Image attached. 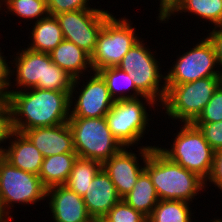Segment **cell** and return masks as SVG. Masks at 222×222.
<instances>
[{
    "label": "cell",
    "instance_id": "20",
    "mask_svg": "<svg viewBox=\"0 0 222 222\" xmlns=\"http://www.w3.org/2000/svg\"><path fill=\"white\" fill-rule=\"evenodd\" d=\"M49 55L52 62L73 79L93 72L90 55L73 42L63 40Z\"/></svg>",
    "mask_w": 222,
    "mask_h": 222
},
{
    "label": "cell",
    "instance_id": "13",
    "mask_svg": "<svg viewBox=\"0 0 222 222\" xmlns=\"http://www.w3.org/2000/svg\"><path fill=\"white\" fill-rule=\"evenodd\" d=\"M154 147L156 145L139 146L136 151L138 155L130 147H123L102 163V169L110 177L121 199L133 189L138 177L145 170V163Z\"/></svg>",
    "mask_w": 222,
    "mask_h": 222
},
{
    "label": "cell",
    "instance_id": "35",
    "mask_svg": "<svg viewBox=\"0 0 222 222\" xmlns=\"http://www.w3.org/2000/svg\"><path fill=\"white\" fill-rule=\"evenodd\" d=\"M10 131L9 109L6 102L3 101L0 102V155L2 154L4 146L6 145L7 137Z\"/></svg>",
    "mask_w": 222,
    "mask_h": 222
},
{
    "label": "cell",
    "instance_id": "22",
    "mask_svg": "<svg viewBox=\"0 0 222 222\" xmlns=\"http://www.w3.org/2000/svg\"><path fill=\"white\" fill-rule=\"evenodd\" d=\"M77 153H63L44 157L39 178L46 189L64 185L71 173Z\"/></svg>",
    "mask_w": 222,
    "mask_h": 222
},
{
    "label": "cell",
    "instance_id": "4",
    "mask_svg": "<svg viewBox=\"0 0 222 222\" xmlns=\"http://www.w3.org/2000/svg\"><path fill=\"white\" fill-rule=\"evenodd\" d=\"M181 125H177L180 131L173 134L175 138L172 139V144L168 142L169 148L160 144L157 147L171 161L197 174L206 182L212 171L215 150L193 123Z\"/></svg>",
    "mask_w": 222,
    "mask_h": 222
},
{
    "label": "cell",
    "instance_id": "27",
    "mask_svg": "<svg viewBox=\"0 0 222 222\" xmlns=\"http://www.w3.org/2000/svg\"><path fill=\"white\" fill-rule=\"evenodd\" d=\"M24 19L23 22L35 23L49 15L47 0H7L5 9L1 12ZM21 17V18H20Z\"/></svg>",
    "mask_w": 222,
    "mask_h": 222
},
{
    "label": "cell",
    "instance_id": "32",
    "mask_svg": "<svg viewBox=\"0 0 222 222\" xmlns=\"http://www.w3.org/2000/svg\"><path fill=\"white\" fill-rule=\"evenodd\" d=\"M193 124L199 128L206 141L215 151L222 149V121Z\"/></svg>",
    "mask_w": 222,
    "mask_h": 222
},
{
    "label": "cell",
    "instance_id": "40",
    "mask_svg": "<svg viewBox=\"0 0 222 222\" xmlns=\"http://www.w3.org/2000/svg\"><path fill=\"white\" fill-rule=\"evenodd\" d=\"M6 2H7V0H0V12H1L3 9H5ZM3 5H4V6H3ZM2 7H4V8H2ZM0 14H2V13H0Z\"/></svg>",
    "mask_w": 222,
    "mask_h": 222
},
{
    "label": "cell",
    "instance_id": "21",
    "mask_svg": "<svg viewBox=\"0 0 222 222\" xmlns=\"http://www.w3.org/2000/svg\"><path fill=\"white\" fill-rule=\"evenodd\" d=\"M32 25V30L29 29L31 33L28 37L31 42L27 44V48L32 51L50 53L64 40L63 32L56 16L48 15L32 23Z\"/></svg>",
    "mask_w": 222,
    "mask_h": 222
},
{
    "label": "cell",
    "instance_id": "39",
    "mask_svg": "<svg viewBox=\"0 0 222 222\" xmlns=\"http://www.w3.org/2000/svg\"><path fill=\"white\" fill-rule=\"evenodd\" d=\"M92 222H109L104 217L94 218Z\"/></svg>",
    "mask_w": 222,
    "mask_h": 222
},
{
    "label": "cell",
    "instance_id": "34",
    "mask_svg": "<svg viewBox=\"0 0 222 222\" xmlns=\"http://www.w3.org/2000/svg\"><path fill=\"white\" fill-rule=\"evenodd\" d=\"M208 185L210 187L211 186L215 187V190L217 188H218L217 190L220 189L219 191H221V193H222V149L218 150V151H215L212 171H211V174H210L209 178L205 182V186H206L207 190L209 188Z\"/></svg>",
    "mask_w": 222,
    "mask_h": 222
},
{
    "label": "cell",
    "instance_id": "23",
    "mask_svg": "<svg viewBox=\"0 0 222 222\" xmlns=\"http://www.w3.org/2000/svg\"><path fill=\"white\" fill-rule=\"evenodd\" d=\"M122 199L147 218L159 201L155 186L145 170L138 177L133 189Z\"/></svg>",
    "mask_w": 222,
    "mask_h": 222
},
{
    "label": "cell",
    "instance_id": "33",
    "mask_svg": "<svg viewBox=\"0 0 222 222\" xmlns=\"http://www.w3.org/2000/svg\"><path fill=\"white\" fill-rule=\"evenodd\" d=\"M0 47V102L6 101L10 84V61Z\"/></svg>",
    "mask_w": 222,
    "mask_h": 222
},
{
    "label": "cell",
    "instance_id": "18",
    "mask_svg": "<svg viewBox=\"0 0 222 222\" xmlns=\"http://www.w3.org/2000/svg\"><path fill=\"white\" fill-rule=\"evenodd\" d=\"M82 198L92 219L104 217L121 200L115 185L103 169L90 182Z\"/></svg>",
    "mask_w": 222,
    "mask_h": 222
},
{
    "label": "cell",
    "instance_id": "15",
    "mask_svg": "<svg viewBox=\"0 0 222 222\" xmlns=\"http://www.w3.org/2000/svg\"><path fill=\"white\" fill-rule=\"evenodd\" d=\"M46 202L53 222H92L93 220L88 214L82 196L65 185L48 188Z\"/></svg>",
    "mask_w": 222,
    "mask_h": 222
},
{
    "label": "cell",
    "instance_id": "12",
    "mask_svg": "<svg viewBox=\"0 0 222 222\" xmlns=\"http://www.w3.org/2000/svg\"><path fill=\"white\" fill-rule=\"evenodd\" d=\"M111 15L112 12L102 8L62 12L55 16L64 40L73 42L91 56L104 22Z\"/></svg>",
    "mask_w": 222,
    "mask_h": 222
},
{
    "label": "cell",
    "instance_id": "1",
    "mask_svg": "<svg viewBox=\"0 0 222 222\" xmlns=\"http://www.w3.org/2000/svg\"><path fill=\"white\" fill-rule=\"evenodd\" d=\"M70 95L65 91L29 88L8 92L6 104L11 130L23 133L35 127L56 126L68 122Z\"/></svg>",
    "mask_w": 222,
    "mask_h": 222
},
{
    "label": "cell",
    "instance_id": "31",
    "mask_svg": "<svg viewBox=\"0 0 222 222\" xmlns=\"http://www.w3.org/2000/svg\"><path fill=\"white\" fill-rule=\"evenodd\" d=\"M90 1L92 3V0H47L48 13L51 16H55L62 12L101 9V5L99 6L100 8H96V6L94 8L93 5L90 4Z\"/></svg>",
    "mask_w": 222,
    "mask_h": 222
},
{
    "label": "cell",
    "instance_id": "37",
    "mask_svg": "<svg viewBox=\"0 0 222 222\" xmlns=\"http://www.w3.org/2000/svg\"><path fill=\"white\" fill-rule=\"evenodd\" d=\"M158 17H160L176 0H158Z\"/></svg>",
    "mask_w": 222,
    "mask_h": 222
},
{
    "label": "cell",
    "instance_id": "3",
    "mask_svg": "<svg viewBox=\"0 0 222 222\" xmlns=\"http://www.w3.org/2000/svg\"><path fill=\"white\" fill-rule=\"evenodd\" d=\"M147 106H149L150 111L157 107L153 110V115L158 109L160 110L158 108L160 105L151 98L143 96L137 99L116 100L110 111L105 115L112 135L123 147H138L139 144L140 147L152 146V144L142 145L143 143L140 142L145 134H149V127H151L149 122L154 121L152 120L154 117L151 118L152 114L150 115L147 112L149 111Z\"/></svg>",
    "mask_w": 222,
    "mask_h": 222
},
{
    "label": "cell",
    "instance_id": "28",
    "mask_svg": "<svg viewBox=\"0 0 222 222\" xmlns=\"http://www.w3.org/2000/svg\"><path fill=\"white\" fill-rule=\"evenodd\" d=\"M73 80L68 73L53 63L49 53H46L45 83H38L35 87L45 90L65 91L70 95Z\"/></svg>",
    "mask_w": 222,
    "mask_h": 222
},
{
    "label": "cell",
    "instance_id": "30",
    "mask_svg": "<svg viewBox=\"0 0 222 222\" xmlns=\"http://www.w3.org/2000/svg\"><path fill=\"white\" fill-rule=\"evenodd\" d=\"M222 121V88L219 86L202 113L193 123H212Z\"/></svg>",
    "mask_w": 222,
    "mask_h": 222
},
{
    "label": "cell",
    "instance_id": "14",
    "mask_svg": "<svg viewBox=\"0 0 222 222\" xmlns=\"http://www.w3.org/2000/svg\"><path fill=\"white\" fill-rule=\"evenodd\" d=\"M9 56L10 59L12 57V60H10V84L8 92L22 91L33 88L38 83H45L46 53L35 52L20 46L18 52H14L13 55Z\"/></svg>",
    "mask_w": 222,
    "mask_h": 222
},
{
    "label": "cell",
    "instance_id": "9",
    "mask_svg": "<svg viewBox=\"0 0 222 222\" xmlns=\"http://www.w3.org/2000/svg\"><path fill=\"white\" fill-rule=\"evenodd\" d=\"M202 38L197 39L195 45L188 48L186 52L183 50L182 53L177 54L176 61L172 62L170 68H166V86L219 76L221 69L214 45L207 35Z\"/></svg>",
    "mask_w": 222,
    "mask_h": 222
},
{
    "label": "cell",
    "instance_id": "2",
    "mask_svg": "<svg viewBox=\"0 0 222 222\" xmlns=\"http://www.w3.org/2000/svg\"><path fill=\"white\" fill-rule=\"evenodd\" d=\"M145 171L155 186L159 200L193 203L197 195L199 198V194L206 192L205 181L202 178L171 161L157 146L150 151Z\"/></svg>",
    "mask_w": 222,
    "mask_h": 222
},
{
    "label": "cell",
    "instance_id": "41",
    "mask_svg": "<svg viewBox=\"0 0 222 222\" xmlns=\"http://www.w3.org/2000/svg\"><path fill=\"white\" fill-rule=\"evenodd\" d=\"M210 222H222V218L221 217L215 218V216H214L213 219H210Z\"/></svg>",
    "mask_w": 222,
    "mask_h": 222
},
{
    "label": "cell",
    "instance_id": "16",
    "mask_svg": "<svg viewBox=\"0 0 222 222\" xmlns=\"http://www.w3.org/2000/svg\"><path fill=\"white\" fill-rule=\"evenodd\" d=\"M43 157L76 153L68 122L56 126L35 127L23 132Z\"/></svg>",
    "mask_w": 222,
    "mask_h": 222
},
{
    "label": "cell",
    "instance_id": "7",
    "mask_svg": "<svg viewBox=\"0 0 222 222\" xmlns=\"http://www.w3.org/2000/svg\"><path fill=\"white\" fill-rule=\"evenodd\" d=\"M69 127L73 134L77 156L105 162L122 148V144L112 135L105 117H69Z\"/></svg>",
    "mask_w": 222,
    "mask_h": 222
},
{
    "label": "cell",
    "instance_id": "19",
    "mask_svg": "<svg viewBox=\"0 0 222 222\" xmlns=\"http://www.w3.org/2000/svg\"><path fill=\"white\" fill-rule=\"evenodd\" d=\"M187 12L196 16L198 21L201 19L200 22L211 23V29L222 26V0H176L160 17L156 16V21L169 23L171 18Z\"/></svg>",
    "mask_w": 222,
    "mask_h": 222
},
{
    "label": "cell",
    "instance_id": "26",
    "mask_svg": "<svg viewBox=\"0 0 222 222\" xmlns=\"http://www.w3.org/2000/svg\"><path fill=\"white\" fill-rule=\"evenodd\" d=\"M101 169L102 163L99 161L78 157L75 160L68 180L64 185L71 191H74L79 196L83 197L90 182Z\"/></svg>",
    "mask_w": 222,
    "mask_h": 222
},
{
    "label": "cell",
    "instance_id": "25",
    "mask_svg": "<svg viewBox=\"0 0 222 222\" xmlns=\"http://www.w3.org/2000/svg\"><path fill=\"white\" fill-rule=\"evenodd\" d=\"M190 205L182 200H159L147 222H196L193 215L195 209L192 211L193 206Z\"/></svg>",
    "mask_w": 222,
    "mask_h": 222
},
{
    "label": "cell",
    "instance_id": "8",
    "mask_svg": "<svg viewBox=\"0 0 222 222\" xmlns=\"http://www.w3.org/2000/svg\"><path fill=\"white\" fill-rule=\"evenodd\" d=\"M132 24L131 19L125 16L117 18L114 14L104 22L90 56L94 72L102 68L117 67L123 56L142 38L135 30L136 25Z\"/></svg>",
    "mask_w": 222,
    "mask_h": 222
},
{
    "label": "cell",
    "instance_id": "10",
    "mask_svg": "<svg viewBox=\"0 0 222 222\" xmlns=\"http://www.w3.org/2000/svg\"><path fill=\"white\" fill-rule=\"evenodd\" d=\"M46 190L39 175L12 166L0 155V200L9 215L14 204L31 207L44 202Z\"/></svg>",
    "mask_w": 222,
    "mask_h": 222
},
{
    "label": "cell",
    "instance_id": "42",
    "mask_svg": "<svg viewBox=\"0 0 222 222\" xmlns=\"http://www.w3.org/2000/svg\"><path fill=\"white\" fill-rule=\"evenodd\" d=\"M219 86L222 88V71L219 74Z\"/></svg>",
    "mask_w": 222,
    "mask_h": 222
},
{
    "label": "cell",
    "instance_id": "5",
    "mask_svg": "<svg viewBox=\"0 0 222 222\" xmlns=\"http://www.w3.org/2000/svg\"><path fill=\"white\" fill-rule=\"evenodd\" d=\"M151 49L141 38L123 56L117 67L129 74L136 89L143 96L151 98L161 106L167 92L166 72L161 71V61L156 58V50Z\"/></svg>",
    "mask_w": 222,
    "mask_h": 222
},
{
    "label": "cell",
    "instance_id": "29",
    "mask_svg": "<svg viewBox=\"0 0 222 222\" xmlns=\"http://www.w3.org/2000/svg\"><path fill=\"white\" fill-rule=\"evenodd\" d=\"M109 222H147V217L121 199L105 216Z\"/></svg>",
    "mask_w": 222,
    "mask_h": 222
},
{
    "label": "cell",
    "instance_id": "11",
    "mask_svg": "<svg viewBox=\"0 0 222 222\" xmlns=\"http://www.w3.org/2000/svg\"><path fill=\"white\" fill-rule=\"evenodd\" d=\"M114 102L106 82L98 72L93 71L90 75L73 80L69 101L70 117H105Z\"/></svg>",
    "mask_w": 222,
    "mask_h": 222
},
{
    "label": "cell",
    "instance_id": "38",
    "mask_svg": "<svg viewBox=\"0 0 222 222\" xmlns=\"http://www.w3.org/2000/svg\"><path fill=\"white\" fill-rule=\"evenodd\" d=\"M0 222H13V215H9L2 204V201L0 200Z\"/></svg>",
    "mask_w": 222,
    "mask_h": 222
},
{
    "label": "cell",
    "instance_id": "17",
    "mask_svg": "<svg viewBox=\"0 0 222 222\" xmlns=\"http://www.w3.org/2000/svg\"><path fill=\"white\" fill-rule=\"evenodd\" d=\"M6 144L1 154L6 161L18 169L39 175L44 157L24 133L11 130Z\"/></svg>",
    "mask_w": 222,
    "mask_h": 222
},
{
    "label": "cell",
    "instance_id": "24",
    "mask_svg": "<svg viewBox=\"0 0 222 222\" xmlns=\"http://www.w3.org/2000/svg\"><path fill=\"white\" fill-rule=\"evenodd\" d=\"M97 72L106 82L110 96L114 101L143 97V95L136 89L129 74L121 70L119 67L102 68Z\"/></svg>",
    "mask_w": 222,
    "mask_h": 222
},
{
    "label": "cell",
    "instance_id": "6",
    "mask_svg": "<svg viewBox=\"0 0 222 222\" xmlns=\"http://www.w3.org/2000/svg\"><path fill=\"white\" fill-rule=\"evenodd\" d=\"M219 87V76H211L196 81L166 86L167 92L161 111L165 119H172L171 124L193 123L210 101ZM178 123H177V122Z\"/></svg>",
    "mask_w": 222,
    "mask_h": 222
},
{
    "label": "cell",
    "instance_id": "36",
    "mask_svg": "<svg viewBox=\"0 0 222 222\" xmlns=\"http://www.w3.org/2000/svg\"><path fill=\"white\" fill-rule=\"evenodd\" d=\"M207 32L209 33L206 35L209 37V39L214 45L216 55H217V61L222 71V26L212 28V30L209 28Z\"/></svg>",
    "mask_w": 222,
    "mask_h": 222
}]
</instances>
